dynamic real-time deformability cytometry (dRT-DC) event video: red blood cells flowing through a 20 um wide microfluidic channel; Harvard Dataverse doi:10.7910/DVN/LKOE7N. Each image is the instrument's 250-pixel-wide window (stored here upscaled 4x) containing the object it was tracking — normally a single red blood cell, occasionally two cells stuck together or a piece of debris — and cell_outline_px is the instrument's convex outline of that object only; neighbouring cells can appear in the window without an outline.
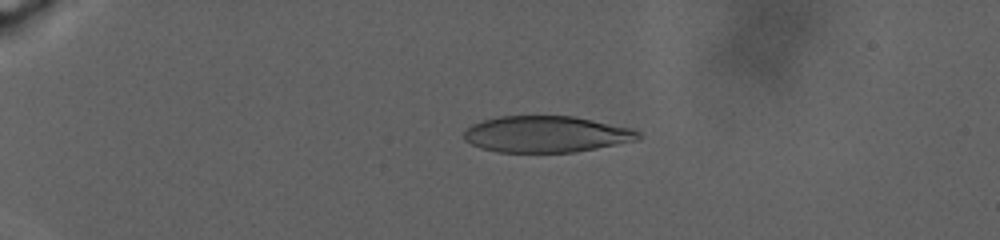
{"species": "human", "species_latin": "Homo sapiens", "temperature_condition": "warm", "stored_images_in_passage": 100, "camera_frame_rate_fps": 3000, "um_per_image_px": 0.085, "donor": {"sex": "male"}, "frame": {"image": 1, "passage_image": 29, "time_ms": 8.0, "image_size_px": [1000, 240], "cell_outline_px": [[644, 136], [640, 140], [576, 152], [496, 152], [480, 148], [464, 140], [464, 132], [472, 124], [484, 120], [500, 116], [572, 116], [632, 128], [640, 132]], "centroid_in_image_um": [46.47, 11.41], "position_along_channel_um": 38.5, "area_um2": 37.11}}
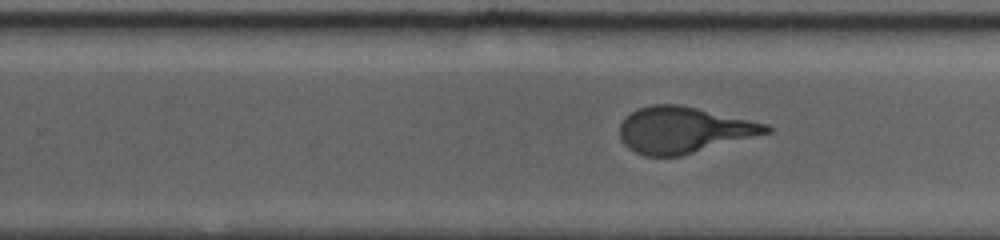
{"frame": {"image": 2, "passage_image": 67, "time_ms": 21.0, "image_size_px": [1000, 240], "cell_outline_px": [[772, 132], [680, 156], [644, 156], [628, 148], [624, 144], [620, 136], [620, 124], [632, 112], [640, 108], [652, 104], [680, 104], [768, 124], [772, 128]], "centroid_in_image_um": [58.12, 11.05], "position_along_channel_um": 271.7, "area_um2": 39.19}}
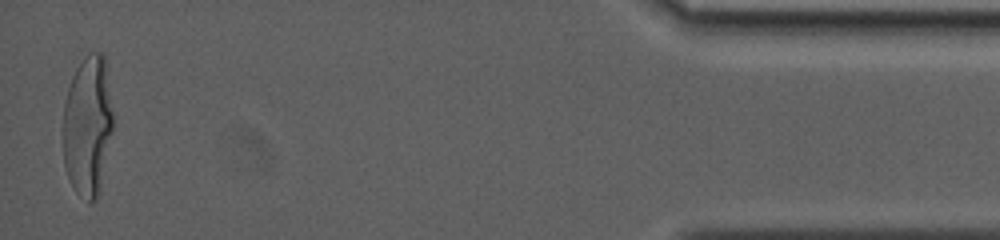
{"frame": {"image": 3, "passage_image": 100, "time_ms": 30.333, "image_size_px": [1000, 240], "cell_outline_px": [[112, 128], [100, 192], [96, 200], [88, 204], [72, 188], [64, 164], [64, 104], [68, 88], [72, 76], [76, 68], [84, 56], [88, 52], [104, 52], [112, 112]], "centroid_in_image_um": [7.45, 10.71], "position_along_channel_um": 427.7, "area_um2": 40.92}, "authors_computed_cell_mechanics": {"area_um2": 39.2751, "velocity_mm_per_s": 2.3891, "shape_relaxation_time_tau1_ms": 8.8903, "shape_relaxation_time_tau2_ms": null, "deformation_change_tau1": 0.2763, "deformation_change_tau2": null}}